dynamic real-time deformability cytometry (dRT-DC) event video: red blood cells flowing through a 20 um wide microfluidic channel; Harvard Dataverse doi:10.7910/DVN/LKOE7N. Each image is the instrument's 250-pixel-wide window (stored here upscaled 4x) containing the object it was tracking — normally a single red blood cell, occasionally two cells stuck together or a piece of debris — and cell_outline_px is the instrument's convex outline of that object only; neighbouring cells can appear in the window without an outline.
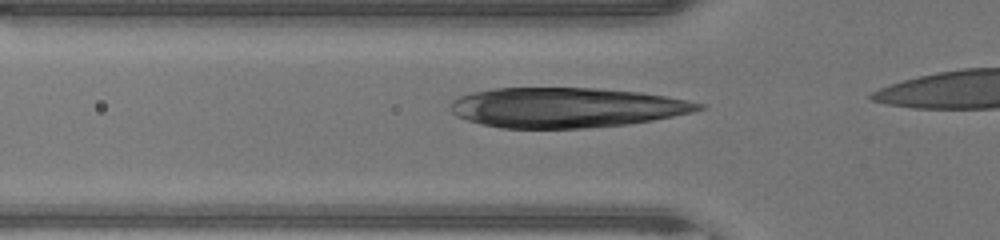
{"species": "human", "species_latin": "Homo sapiens", "temperature_condition": "warm", "stored_images_in_passage": 15, "camera_frame_rate_fps": 3000, "um_per_image_px": 0.085, "donor": {"sex": "male"}, "frame": {"image": 1, "passage_image": 10, "time_ms": 3.0, "image_size_px": [1000, 240], "cell_outline_px": [[708, 108], [692, 112], [652, 120], [628, 124], [588, 128], [500, 128], [480, 124], [456, 116], [452, 112], [452, 100], [460, 96], [472, 92], [496, 88], [596, 88], [640, 92], [668, 96], [688, 100], [704, 104]], "centroid_in_image_um": [48.16, 9.14], "position_along_channel_um": 77.6, "area_um2": 57.86}}
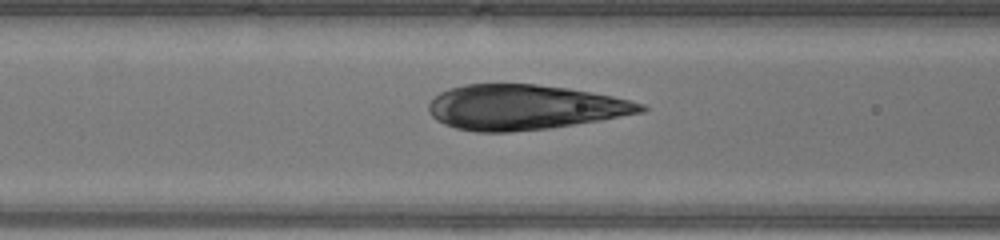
{"frame": {"image": 2, "passage_image": 13, "time_ms": 4.0, "image_size_px": [1000, 240], "cell_outline_px": [[648, 108], [644, 112], [600, 120], [548, 128], [508, 132], [476, 132], [456, 128], [444, 124], [436, 120], [428, 112], [428, 104], [440, 92], [448, 88], [464, 84], [536, 84], [568, 88], [612, 96], [644, 104]], "centroid_in_image_um": [44.54, 9.11], "position_along_channel_um": 122.1, "area_um2": 55.55}}